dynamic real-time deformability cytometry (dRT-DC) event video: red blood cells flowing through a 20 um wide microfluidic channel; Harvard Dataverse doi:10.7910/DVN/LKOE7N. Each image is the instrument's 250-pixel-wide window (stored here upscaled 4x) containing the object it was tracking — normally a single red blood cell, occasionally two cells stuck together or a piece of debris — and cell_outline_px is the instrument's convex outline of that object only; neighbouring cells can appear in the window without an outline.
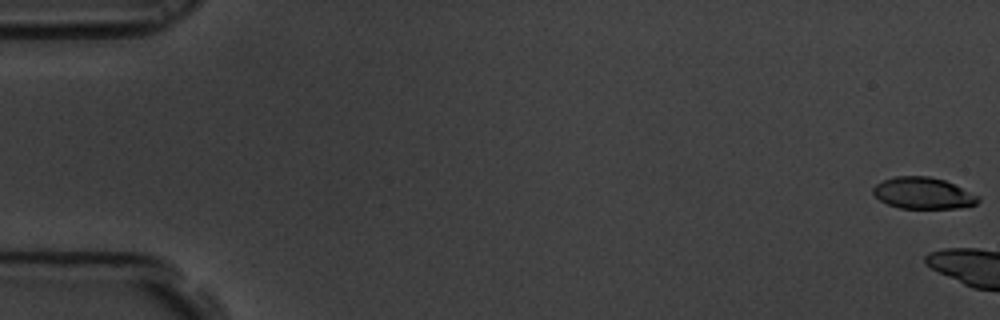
{"species": "common noctule bat (a hibernating species)", "species_latin": "Nyctalus noctula", "temperature_condition": "room temperature", "stored_images_in_passage": 5, "camera_frame_rate_fps": 3000, "um_per_image_px": 0.085, "animal": {"sex": "male", "body_mass_g": 19.5, "forearm_length_mm": 54.6}, "frame": {"image": 1, "passage_image": 1, "time_ms": 0.0, "image_size_px": [1000, 320], "cell_outline_px": [[980, 200], [976, 204], [956, 208], [900, 208], [888, 204], [880, 200], [872, 192], [872, 188], [876, 184], [884, 180], [896, 176], [928, 176], [944, 180], [980, 196]], "centroid_in_image_um": [78.46, 16.42], "position_along_channel_um": 6.5, "area_um2": 19.13}}